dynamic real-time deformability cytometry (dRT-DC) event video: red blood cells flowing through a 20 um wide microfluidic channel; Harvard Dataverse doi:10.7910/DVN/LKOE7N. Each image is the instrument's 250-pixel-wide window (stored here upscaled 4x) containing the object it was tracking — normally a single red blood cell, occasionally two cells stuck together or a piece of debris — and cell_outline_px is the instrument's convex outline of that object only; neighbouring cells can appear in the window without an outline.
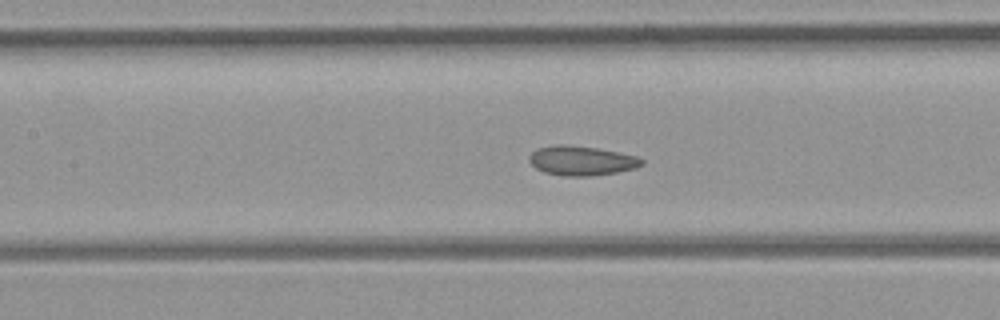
{"species": "common noctule bat (a hibernating species)", "species_latin": "Nyctalus noctula", "temperature_condition": "room temperature", "stored_images_in_passage": 45, "camera_frame_rate_fps": 3000, "um_per_image_px": 0.085, "animal": {"sex": "female", "body_mass_g": 21.9}, "frame": {"image": 1, "passage_image": 20, "time_ms": 6.333, "image_size_px": [1000, 320], "cell_outline_px": [[644, 164], [636, 168], [616, 172], [592, 176], [564, 176], [544, 172], [536, 168], [528, 160], [528, 156], [536, 148], [556, 144], [564, 144], [596, 148], [636, 156], [644, 160]], "centroid_in_image_um": [49.4, 13.66], "position_along_channel_um": 158.0, "area_um2": 19.36}}